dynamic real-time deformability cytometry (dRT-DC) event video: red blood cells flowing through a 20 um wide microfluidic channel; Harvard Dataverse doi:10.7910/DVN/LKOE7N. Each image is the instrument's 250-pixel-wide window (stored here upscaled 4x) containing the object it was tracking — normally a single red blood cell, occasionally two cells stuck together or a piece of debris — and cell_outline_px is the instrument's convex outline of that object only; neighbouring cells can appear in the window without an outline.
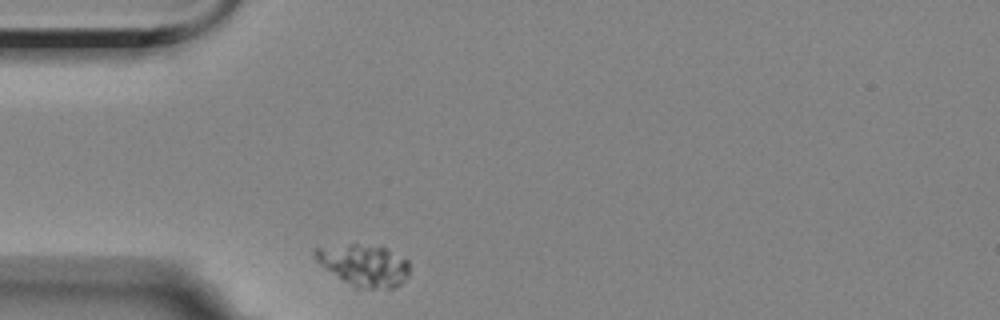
{"species": "Egyptian fruit bat (a non-hibernating species)", "species_latin": "Rousettus aegyptiacus", "temperature_condition": "room temperature", "stored_images_in_passage": 34, "camera_frame_rate_fps": 3000, "um_per_image_px": 0.085, "animal": {"sex": "female"}, "frame": {"image": 1, "passage_image": 1, "time_ms": 0.0, "image_size_px": [1000, 320], "cell_outline_px": [[408, 276], [400, 284], [392, 288], [356, 288], [320, 264], [316, 260], [312, 252], [312, 248], [352, 244], [380, 244], [408, 260]], "centroid_in_image_um": [30.95, 22.51], "position_along_channel_um": 54.1, "area_um2": 22.95}}
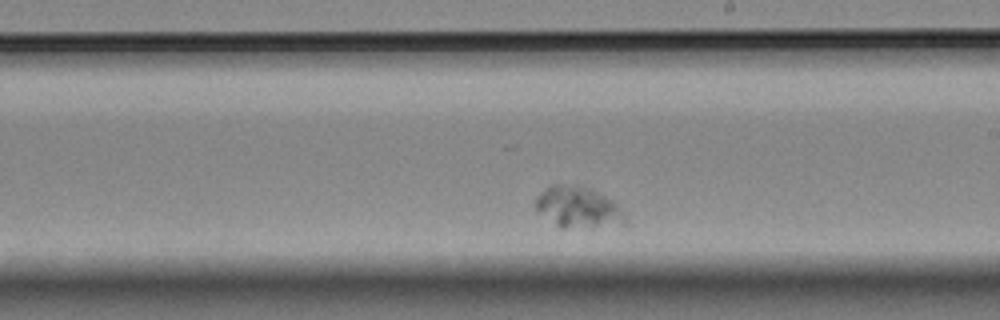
{"frame": {"image": 2, "passage_image": 20, "time_ms": 6.333, "image_size_px": [1000, 320], "cell_outline_px": [[624, 224], [592, 228], [560, 228], [536, 212], [532, 204], [536, 196], [544, 188], [552, 184], [580, 184], [612, 200], [616, 204], [624, 216]], "centroid_in_image_um": [49.02, 17.62], "position_along_channel_um": 240.0, "area_um2": 21.91}}
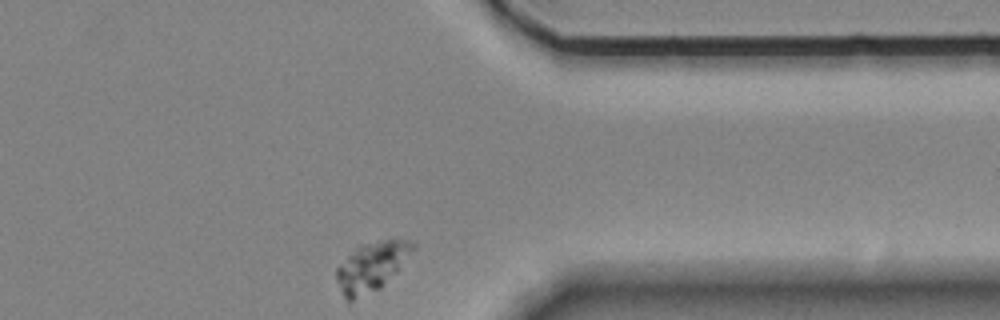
{"frame": {"image": 3, "passage_image": 34, "time_ms": 11.0, "image_size_px": [1000, 320], "cell_outline_px": [[416, 248], [384, 284], [380, 288], [352, 300], [348, 300], [344, 296], [336, 280], [336, 268], [360, 244], [380, 240], [408, 240]], "centroid_in_image_um": [31.56, 22.64], "position_along_channel_um": 379.8, "area_um2": 21.15}}